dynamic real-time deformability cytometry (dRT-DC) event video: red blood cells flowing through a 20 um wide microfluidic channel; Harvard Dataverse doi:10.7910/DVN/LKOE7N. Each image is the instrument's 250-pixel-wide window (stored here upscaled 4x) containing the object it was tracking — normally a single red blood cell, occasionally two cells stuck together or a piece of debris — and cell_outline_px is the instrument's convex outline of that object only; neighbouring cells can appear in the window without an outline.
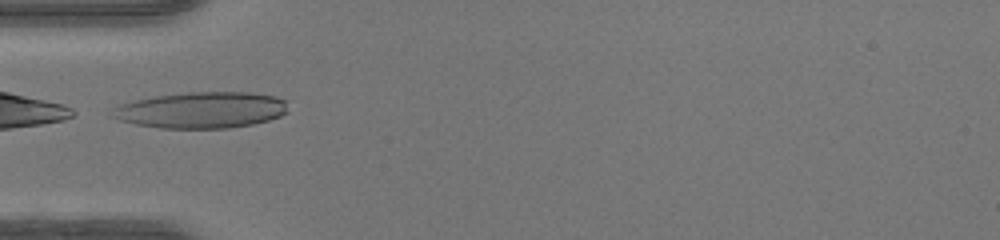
{"species": "human", "species_latin": "Homo sapiens", "temperature_condition": "warm", "stored_images_in_passage": 30, "camera_frame_rate_fps": 3000, "um_per_image_px": 0.085, "donor": {"sex": "female"}, "frame": {"image": 1, "passage_image": 1, "time_ms": 0.0, "image_size_px": [1000, 240], "cell_outline_px": [[288, 112], [280, 116], [268, 120], [252, 124], [228, 128], [160, 128], [136, 124], [120, 120], [108, 116], [112, 108], [120, 104], [136, 100], [156, 96], [188, 92], [252, 92], [276, 96], [288, 100]], "centroid_in_image_um": [17.14, 9.35], "position_along_channel_um": 67.9, "area_um2": 37.45}}
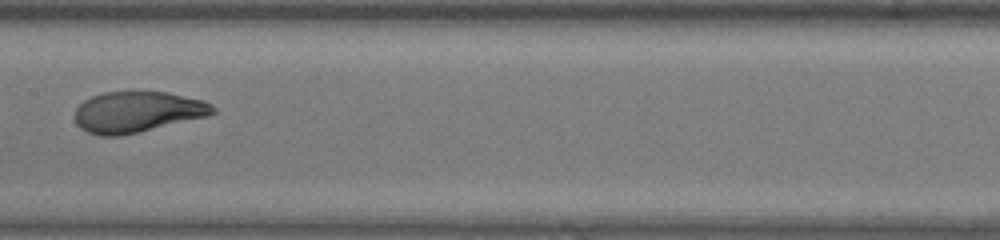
{"frame": {"image": 2, "passage_image": 10, "time_ms": 3.0, "image_size_px": [1000, 240], "cell_outline_px": [[216, 112], [208, 116], [120, 136], [100, 136], [88, 132], [80, 128], [76, 124], [76, 108], [84, 100], [92, 96], [104, 92], [168, 92], [204, 100], [212, 104], [216, 108]], "centroid_in_image_um": [11.69, 9.51], "position_along_channel_um": 195.7, "area_um2": 32.83}}
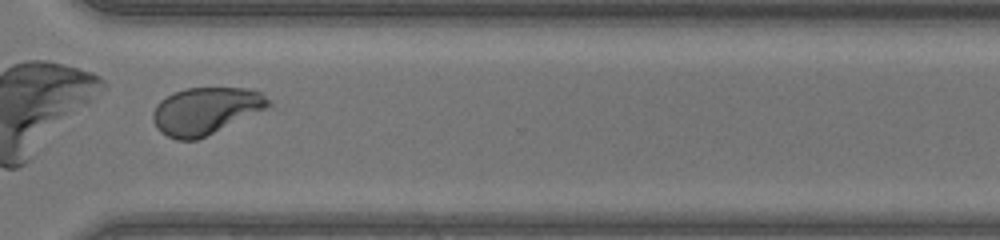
{"frame": {"image": 3, "passage_image": 21, "time_ms": 6.667, "image_size_px": [1000, 240], "cell_outline_px": [[272, 104], [264, 108], [196, 140], [176, 140], [160, 132], [156, 128], [152, 120], [152, 112], [156, 104], [160, 100], [172, 92], [184, 88], [248, 88], [260, 92], [272, 100]], "centroid_in_image_um": [17.4, 9.4], "position_along_channel_um": 353.2, "area_um2": 31.33}, "authors_computed_cell_mechanics": {"area_um2": 33.524, "velocity_mm_per_s": 4.2739, "shape_relaxation_time_tau1_ms": 3.7483, "shape_relaxation_time_tau2_ms": 0.7221, "deformation_change_tau1": 0.2244, "deformation_change_tau2": 0.0671}}